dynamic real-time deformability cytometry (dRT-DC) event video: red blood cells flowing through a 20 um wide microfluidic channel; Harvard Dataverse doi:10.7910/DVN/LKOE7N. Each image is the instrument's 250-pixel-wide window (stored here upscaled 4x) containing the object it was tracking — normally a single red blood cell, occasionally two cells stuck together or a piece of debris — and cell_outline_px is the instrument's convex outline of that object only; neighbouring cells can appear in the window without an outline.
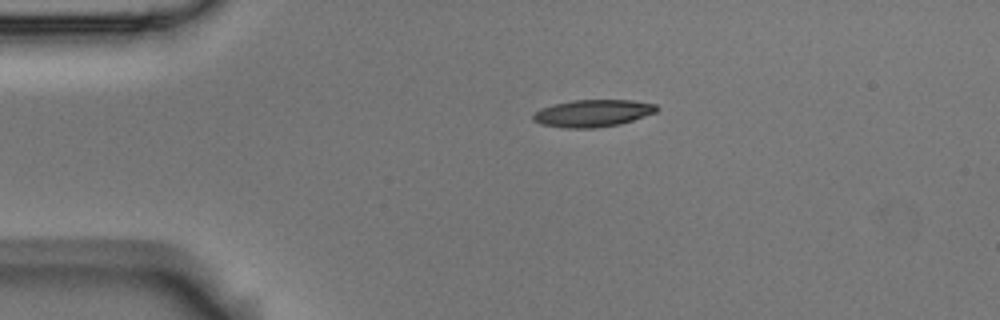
{"species": "Egyptian fruit bat (a non-hibernating species)", "species_latin": "Rousettus aegyptiacus", "temperature_condition": "room temperature", "stored_images_in_passage": 3, "camera_frame_rate_fps": 3000, "um_per_image_px": 0.085, "animal": {"sex": "male"}, "frame": {"image": 1, "passage_image": 1, "time_ms": 0.0, "image_size_px": [1000, 320], "cell_outline_px": [[660, 108], [656, 112], [620, 124], [596, 128], [564, 128], [540, 124], [532, 120], [532, 116], [540, 108], [552, 104], [572, 100], [632, 100], [656, 104]], "centroid_in_image_um": [50.36, 9.62], "position_along_channel_um": 34.6, "area_um2": 19.71}}
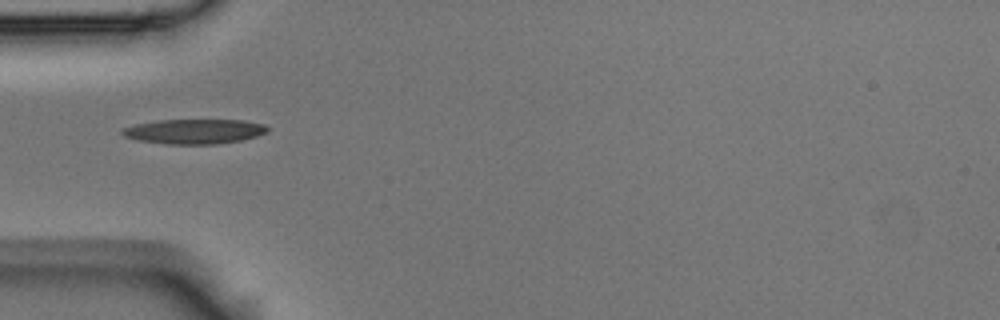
{"frame": {"image": 2, "passage_image": 2, "time_ms": 0.333, "image_size_px": [1000, 320], "cell_outline_px": [[268, 132], [256, 136], [240, 140], [216, 144], [168, 144], [136, 140], [124, 136], [120, 132], [124, 128], [136, 124], [156, 120], [244, 120], [264, 124], [268, 128]], "centroid_in_image_um": [16.51, 11.17], "position_along_channel_um": 68.5, "area_um2": 20.92}}
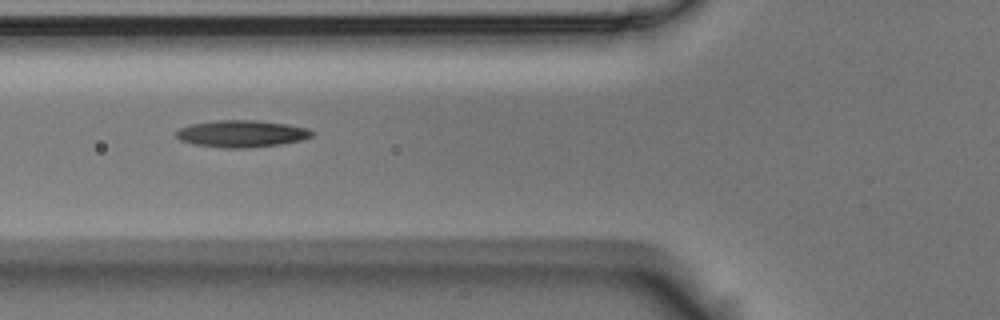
{"frame": {"image": 3, "passage_image": 3, "time_ms": 0.667, "image_size_px": [1000, 320], "cell_outline_px": [[312, 136], [304, 140], [280, 144], [244, 148], [224, 148], [192, 144], [180, 140], [176, 136], [176, 132], [180, 128], [192, 124], [216, 120], [256, 120], [288, 124], [308, 128], [312, 132]], "centroid_in_image_um": [20.54, 11.36], "position_along_channel_um": 105.3, "area_um2": 21.33}}